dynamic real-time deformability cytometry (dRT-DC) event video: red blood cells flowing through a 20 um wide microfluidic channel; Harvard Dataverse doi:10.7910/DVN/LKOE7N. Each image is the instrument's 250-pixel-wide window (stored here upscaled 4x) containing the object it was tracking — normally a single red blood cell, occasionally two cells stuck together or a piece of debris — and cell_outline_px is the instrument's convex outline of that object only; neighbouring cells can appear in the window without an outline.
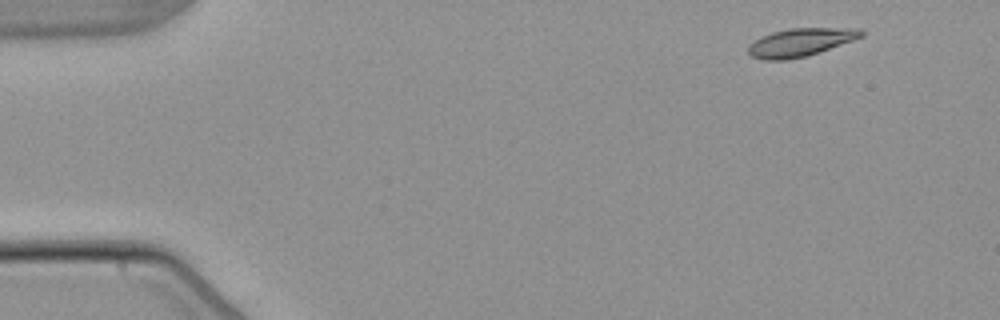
{"species": "common noctule bat (a hibernating species)", "species_latin": "Nyctalus noctula", "temperature_condition": "warm", "stored_images_in_passage": 3, "camera_frame_rate_fps": 3000, "um_per_image_px": 0.085, "animal": {"sex": "male", "body_mass_g": 21.5, "forearm_length_mm": 52.0}, "frame": {"image": 1, "passage_image": 1, "time_ms": 0.0, "image_size_px": [1000, 320], "cell_outline_px": [[864, 36], [820, 52], [808, 56], [788, 60], [764, 60], [752, 56], [748, 52], [748, 44], [760, 36], [772, 32], [788, 28], [860, 28], [864, 32]], "centroid_in_image_um": [68.02, 3.6], "position_along_channel_um": 17.0, "area_um2": 18.73}}
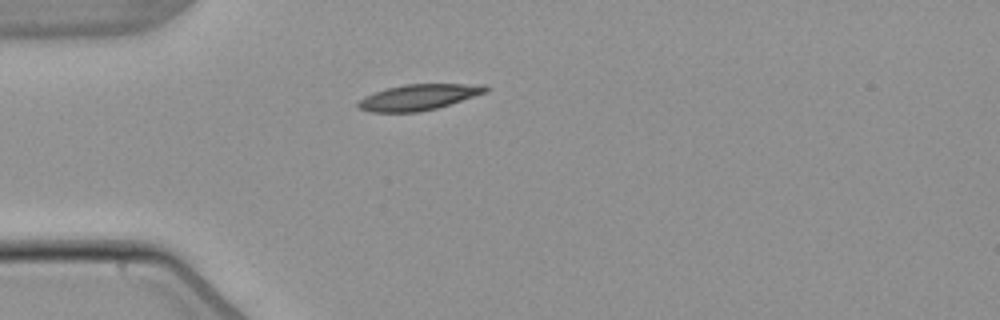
{"frame": {"image": 2, "passage_image": 3, "time_ms": 3.333, "image_size_px": [1000, 320], "cell_outline_px": [[488, 92], [436, 108], [420, 112], [368, 112], [356, 108], [356, 104], [364, 96], [388, 88], [404, 84], [488, 84]], "centroid_in_image_um": [35.58, 8.26], "position_along_channel_um": 49.4, "area_um2": 19.25}}